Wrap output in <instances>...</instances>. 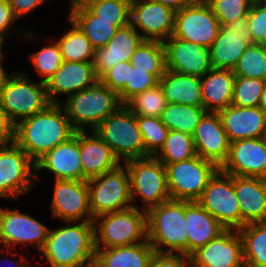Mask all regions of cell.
I'll list each match as a JSON object with an SVG mask.
<instances>
[{
  "mask_svg": "<svg viewBox=\"0 0 266 267\" xmlns=\"http://www.w3.org/2000/svg\"><path fill=\"white\" fill-rule=\"evenodd\" d=\"M61 103L20 121L15 128V143L36 163L48 151L74 135Z\"/></svg>",
  "mask_w": 266,
  "mask_h": 267,
  "instance_id": "obj_1",
  "label": "cell"
},
{
  "mask_svg": "<svg viewBox=\"0 0 266 267\" xmlns=\"http://www.w3.org/2000/svg\"><path fill=\"white\" fill-rule=\"evenodd\" d=\"M65 227L49 229L40 254L50 267H93L95 236L93 221H67ZM71 224V225H70Z\"/></svg>",
  "mask_w": 266,
  "mask_h": 267,
  "instance_id": "obj_2",
  "label": "cell"
},
{
  "mask_svg": "<svg viewBox=\"0 0 266 267\" xmlns=\"http://www.w3.org/2000/svg\"><path fill=\"white\" fill-rule=\"evenodd\" d=\"M187 227L185 201L170 199L147 211V240L155 252L188 255Z\"/></svg>",
  "mask_w": 266,
  "mask_h": 267,
  "instance_id": "obj_3",
  "label": "cell"
},
{
  "mask_svg": "<svg viewBox=\"0 0 266 267\" xmlns=\"http://www.w3.org/2000/svg\"><path fill=\"white\" fill-rule=\"evenodd\" d=\"M67 118L75 131H93L107 116L115 113L123 104L118 94L98 81L95 85L67 97Z\"/></svg>",
  "mask_w": 266,
  "mask_h": 267,
  "instance_id": "obj_4",
  "label": "cell"
},
{
  "mask_svg": "<svg viewBox=\"0 0 266 267\" xmlns=\"http://www.w3.org/2000/svg\"><path fill=\"white\" fill-rule=\"evenodd\" d=\"M95 248L130 246L147 240V211L137 206L94 218Z\"/></svg>",
  "mask_w": 266,
  "mask_h": 267,
  "instance_id": "obj_5",
  "label": "cell"
},
{
  "mask_svg": "<svg viewBox=\"0 0 266 267\" xmlns=\"http://www.w3.org/2000/svg\"><path fill=\"white\" fill-rule=\"evenodd\" d=\"M93 131L109 145L120 161L149 156L136 115L126 105L107 116Z\"/></svg>",
  "mask_w": 266,
  "mask_h": 267,
  "instance_id": "obj_6",
  "label": "cell"
},
{
  "mask_svg": "<svg viewBox=\"0 0 266 267\" xmlns=\"http://www.w3.org/2000/svg\"><path fill=\"white\" fill-rule=\"evenodd\" d=\"M0 104L17 125L25 118L45 110L51 102L46 84L31 81L24 72L10 73L0 96Z\"/></svg>",
  "mask_w": 266,
  "mask_h": 267,
  "instance_id": "obj_7",
  "label": "cell"
},
{
  "mask_svg": "<svg viewBox=\"0 0 266 267\" xmlns=\"http://www.w3.org/2000/svg\"><path fill=\"white\" fill-rule=\"evenodd\" d=\"M124 162L130 176V194L132 207L137 198L144 203L143 210L170 200L167 188L166 169L164 164L155 156L133 158Z\"/></svg>",
  "mask_w": 266,
  "mask_h": 267,
  "instance_id": "obj_8",
  "label": "cell"
},
{
  "mask_svg": "<svg viewBox=\"0 0 266 267\" xmlns=\"http://www.w3.org/2000/svg\"><path fill=\"white\" fill-rule=\"evenodd\" d=\"M89 208L93 219L99 215L132 207L130 176L123 164L98 177L87 180Z\"/></svg>",
  "mask_w": 266,
  "mask_h": 267,
  "instance_id": "obj_9",
  "label": "cell"
},
{
  "mask_svg": "<svg viewBox=\"0 0 266 267\" xmlns=\"http://www.w3.org/2000/svg\"><path fill=\"white\" fill-rule=\"evenodd\" d=\"M164 166L170 198L188 202L199 200L209 180L220 169L198 155Z\"/></svg>",
  "mask_w": 266,
  "mask_h": 267,
  "instance_id": "obj_10",
  "label": "cell"
},
{
  "mask_svg": "<svg viewBox=\"0 0 266 267\" xmlns=\"http://www.w3.org/2000/svg\"><path fill=\"white\" fill-rule=\"evenodd\" d=\"M34 172L35 163L15 142L0 145V198L18 200L28 194L39 180Z\"/></svg>",
  "mask_w": 266,
  "mask_h": 267,
  "instance_id": "obj_11",
  "label": "cell"
},
{
  "mask_svg": "<svg viewBox=\"0 0 266 267\" xmlns=\"http://www.w3.org/2000/svg\"><path fill=\"white\" fill-rule=\"evenodd\" d=\"M197 202L226 229L241 228L239 201L234 191L232 175L219 169L209 180Z\"/></svg>",
  "mask_w": 266,
  "mask_h": 267,
  "instance_id": "obj_12",
  "label": "cell"
},
{
  "mask_svg": "<svg viewBox=\"0 0 266 267\" xmlns=\"http://www.w3.org/2000/svg\"><path fill=\"white\" fill-rule=\"evenodd\" d=\"M220 26L209 4L205 0H194L175 12L173 36L209 48Z\"/></svg>",
  "mask_w": 266,
  "mask_h": 267,
  "instance_id": "obj_13",
  "label": "cell"
},
{
  "mask_svg": "<svg viewBox=\"0 0 266 267\" xmlns=\"http://www.w3.org/2000/svg\"><path fill=\"white\" fill-rule=\"evenodd\" d=\"M49 228L19 209L0 207V242L5 249H14L16 244L32 243L40 252L44 248Z\"/></svg>",
  "mask_w": 266,
  "mask_h": 267,
  "instance_id": "obj_14",
  "label": "cell"
},
{
  "mask_svg": "<svg viewBox=\"0 0 266 267\" xmlns=\"http://www.w3.org/2000/svg\"><path fill=\"white\" fill-rule=\"evenodd\" d=\"M190 259L192 267H244L242 239L236 229H225Z\"/></svg>",
  "mask_w": 266,
  "mask_h": 267,
  "instance_id": "obj_15",
  "label": "cell"
},
{
  "mask_svg": "<svg viewBox=\"0 0 266 267\" xmlns=\"http://www.w3.org/2000/svg\"><path fill=\"white\" fill-rule=\"evenodd\" d=\"M51 211L55 218L67 221H94L89 208L87 181L55 180Z\"/></svg>",
  "mask_w": 266,
  "mask_h": 267,
  "instance_id": "obj_16",
  "label": "cell"
},
{
  "mask_svg": "<svg viewBox=\"0 0 266 267\" xmlns=\"http://www.w3.org/2000/svg\"><path fill=\"white\" fill-rule=\"evenodd\" d=\"M175 11L149 0H132L130 24L145 40L164 41L173 35Z\"/></svg>",
  "mask_w": 266,
  "mask_h": 267,
  "instance_id": "obj_17",
  "label": "cell"
},
{
  "mask_svg": "<svg viewBox=\"0 0 266 267\" xmlns=\"http://www.w3.org/2000/svg\"><path fill=\"white\" fill-rule=\"evenodd\" d=\"M165 67L168 70L202 77L212 69L210 49L189 41L170 36L163 41Z\"/></svg>",
  "mask_w": 266,
  "mask_h": 267,
  "instance_id": "obj_18",
  "label": "cell"
},
{
  "mask_svg": "<svg viewBox=\"0 0 266 267\" xmlns=\"http://www.w3.org/2000/svg\"><path fill=\"white\" fill-rule=\"evenodd\" d=\"M220 170L229 175L266 179V137L230 143L227 160Z\"/></svg>",
  "mask_w": 266,
  "mask_h": 267,
  "instance_id": "obj_19",
  "label": "cell"
},
{
  "mask_svg": "<svg viewBox=\"0 0 266 267\" xmlns=\"http://www.w3.org/2000/svg\"><path fill=\"white\" fill-rule=\"evenodd\" d=\"M196 155L213 162L219 168L227 160L230 141L218 112H206L193 134Z\"/></svg>",
  "mask_w": 266,
  "mask_h": 267,
  "instance_id": "obj_20",
  "label": "cell"
},
{
  "mask_svg": "<svg viewBox=\"0 0 266 267\" xmlns=\"http://www.w3.org/2000/svg\"><path fill=\"white\" fill-rule=\"evenodd\" d=\"M99 81L92 62L63 61L60 68L46 81L51 103H61L58 95H71L95 85Z\"/></svg>",
  "mask_w": 266,
  "mask_h": 267,
  "instance_id": "obj_21",
  "label": "cell"
},
{
  "mask_svg": "<svg viewBox=\"0 0 266 267\" xmlns=\"http://www.w3.org/2000/svg\"><path fill=\"white\" fill-rule=\"evenodd\" d=\"M44 169L54 174L55 180L83 181L79 131H75L66 142L48 151L35 163V171Z\"/></svg>",
  "mask_w": 266,
  "mask_h": 267,
  "instance_id": "obj_22",
  "label": "cell"
},
{
  "mask_svg": "<svg viewBox=\"0 0 266 267\" xmlns=\"http://www.w3.org/2000/svg\"><path fill=\"white\" fill-rule=\"evenodd\" d=\"M218 114L230 143L266 137V113L259 106L238 107L230 104Z\"/></svg>",
  "mask_w": 266,
  "mask_h": 267,
  "instance_id": "obj_23",
  "label": "cell"
},
{
  "mask_svg": "<svg viewBox=\"0 0 266 267\" xmlns=\"http://www.w3.org/2000/svg\"><path fill=\"white\" fill-rule=\"evenodd\" d=\"M144 40L131 24L118 28L106 46L95 50L92 63L96 76L100 78L119 62H129Z\"/></svg>",
  "mask_w": 266,
  "mask_h": 267,
  "instance_id": "obj_24",
  "label": "cell"
},
{
  "mask_svg": "<svg viewBox=\"0 0 266 267\" xmlns=\"http://www.w3.org/2000/svg\"><path fill=\"white\" fill-rule=\"evenodd\" d=\"M79 152L83 181L98 177L117 168L122 162L109 145L94 131H79Z\"/></svg>",
  "mask_w": 266,
  "mask_h": 267,
  "instance_id": "obj_25",
  "label": "cell"
},
{
  "mask_svg": "<svg viewBox=\"0 0 266 267\" xmlns=\"http://www.w3.org/2000/svg\"><path fill=\"white\" fill-rule=\"evenodd\" d=\"M232 181L239 201L241 227L266 222V179L232 175Z\"/></svg>",
  "mask_w": 266,
  "mask_h": 267,
  "instance_id": "obj_26",
  "label": "cell"
},
{
  "mask_svg": "<svg viewBox=\"0 0 266 267\" xmlns=\"http://www.w3.org/2000/svg\"><path fill=\"white\" fill-rule=\"evenodd\" d=\"M70 5L67 18L77 25L95 50L106 46L118 28L130 24V21L100 20L82 2Z\"/></svg>",
  "mask_w": 266,
  "mask_h": 267,
  "instance_id": "obj_27",
  "label": "cell"
},
{
  "mask_svg": "<svg viewBox=\"0 0 266 267\" xmlns=\"http://www.w3.org/2000/svg\"><path fill=\"white\" fill-rule=\"evenodd\" d=\"M185 221L188 226V256L226 229L197 201H185Z\"/></svg>",
  "mask_w": 266,
  "mask_h": 267,
  "instance_id": "obj_28",
  "label": "cell"
},
{
  "mask_svg": "<svg viewBox=\"0 0 266 267\" xmlns=\"http://www.w3.org/2000/svg\"><path fill=\"white\" fill-rule=\"evenodd\" d=\"M233 70H209L200 77L203 108L207 112H218L232 103L235 81Z\"/></svg>",
  "mask_w": 266,
  "mask_h": 267,
  "instance_id": "obj_29",
  "label": "cell"
},
{
  "mask_svg": "<svg viewBox=\"0 0 266 267\" xmlns=\"http://www.w3.org/2000/svg\"><path fill=\"white\" fill-rule=\"evenodd\" d=\"M95 250L93 267H149L155 253L148 240L130 246Z\"/></svg>",
  "mask_w": 266,
  "mask_h": 267,
  "instance_id": "obj_30",
  "label": "cell"
},
{
  "mask_svg": "<svg viewBox=\"0 0 266 267\" xmlns=\"http://www.w3.org/2000/svg\"><path fill=\"white\" fill-rule=\"evenodd\" d=\"M167 104L203 107L200 77L166 69L159 79Z\"/></svg>",
  "mask_w": 266,
  "mask_h": 267,
  "instance_id": "obj_31",
  "label": "cell"
},
{
  "mask_svg": "<svg viewBox=\"0 0 266 267\" xmlns=\"http://www.w3.org/2000/svg\"><path fill=\"white\" fill-rule=\"evenodd\" d=\"M249 44L235 32H229L220 26L217 37L209 47L212 68L234 70Z\"/></svg>",
  "mask_w": 266,
  "mask_h": 267,
  "instance_id": "obj_32",
  "label": "cell"
},
{
  "mask_svg": "<svg viewBox=\"0 0 266 267\" xmlns=\"http://www.w3.org/2000/svg\"><path fill=\"white\" fill-rule=\"evenodd\" d=\"M242 239L244 267H266V222L237 229Z\"/></svg>",
  "mask_w": 266,
  "mask_h": 267,
  "instance_id": "obj_33",
  "label": "cell"
},
{
  "mask_svg": "<svg viewBox=\"0 0 266 267\" xmlns=\"http://www.w3.org/2000/svg\"><path fill=\"white\" fill-rule=\"evenodd\" d=\"M206 112L203 107L172 103L166 105L159 118L169 130L181 131L193 136L200 119Z\"/></svg>",
  "mask_w": 266,
  "mask_h": 267,
  "instance_id": "obj_34",
  "label": "cell"
},
{
  "mask_svg": "<svg viewBox=\"0 0 266 267\" xmlns=\"http://www.w3.org/2000/svg\"><path fill=\"white\" fill-rule=\"evenodd\" d=\"M72 28L57 39L63 61L93 62L95 49L77 25L68 18Z\"/></svg>",
  "mask_w": 266,
  "mask_h": 267,
  "instance_id": "obj_35",
  "label": "cell"
},
{
  "mask_svg": "<svg viewBox=\"0 0 266 267\" xmlns=\"http://www.w3.org/2000/svg\"><path fill=\"white\" fill-rule=\"evenodd\" d=\"M130 63L137 69L150 70L159 80L166 70L163 42L144 40L131 56Z\"/></svg>",
  "mask_w": 266,
  "mask_h": 267,
  "instance_id": "obj_36",
  "label": "cell"
},
{
  "mask_svg": "<svg viewBox=\"0 0 266 267\" xmlns=\"http://www.w3.org/2000/svg\"><path fill=\"white\" fill-rule=\"evenodd\" d=\"M196 156L193 136L169 130L165 143L155 157L164 165L185 161Z\"/></svg>",
  "mask_w": 266,
  "mask_h": 267,
  "instance_id": "obj_37",
  "label": "cell"
},
{
  "mask_svg": "<svg viewBox=\"0 0 266 267\" xmlns=\"http://www.w3.org/2000/svg\"><path fill=\"white\" fill-rule=\"evenodd\" d=\"M233 73L235 76L266 80V45L249 44Z\"/></svg>",
  "mask_w": 266,
  "mask_h": 267,
  "instance_id": "obj_38",
  "label": "cell"
},
{
  "mask_svg": "<svg viewBox=\"0 0 266 267\" xmlns=\"http://www.w3.org/2000/svg\"><path fill=\"white\" fill-rule=\"evenodd\" d=\"M125 105L135 115L159 118L166 108L167 102L163 90L158 84L135 95Z\"/></svg>",
  "mask_w": 266,
  "mask_h": 267,
  "instance_id": "obj_39",
  "label": "cell"
},
{
  "mask_svg": "<svg viewBox=\"0 0 266 267\" xmlns=\"http://www.w3.org/2000/svg\"><path fill=\"white\" fill-rule=\"evenodd\" d=\"M141 131L145 151L149 156H155L165 143L169 129L160 118L136 115Z\"/></svg>",
  "mask_w": 266,
  "mask_h": 267,
  "instance_id": "obj_40",
  "label": "cell"
},
{
  "mask_svg": "<svg viewBox=\"0 0 266 267\" xmlns=\"http://www.w3.org/2000/svg\"><path fill=\"white\" fill-rule=\"evenodd\" d=\"M265 86L266 80L236 76L231 104L238 107L259 106Z\"/></svg>",
  "mask_w": 266,
  "mask_h": 267,
  "instance_id": "obj_41",
  "label": "cell"
},
{
  "mask_svg": "<svg viewBox=\"0 0 266 267\" xmlns=\"http://www.w3.org/2000/svg\"><path fill=\"white\" fill-rule=\"evenodd\" d=\"M132 0H83L82 3L100 20L130 21Z\"/></svg>",
  "mask_w": 266,
  "mask_h": 267,
  "instance_id": "obj_42",
  "label": "cell"
},
{
  "mask_svg": "<svg viewBox=\"0 0 266 267\" xmlns=\"http://www.w3.org/2000/svg\"><path fill=\"white\" fill-rule=\"evenodd\" d=\"M55 41H52L54 43L42 47L30 56L33 68L41 76L42 79L40 81L44 83H46L63 63L59 44Z\"/></svg>",
  "mask_w": 266,
  "mask_h": 267,
  "instance_id": "obj_43",
  "label": "cell"
},
{
  "mask_svg": "<svg viewBox=\"0 0 266 267\" xmlns=\"http://www.w3.org/2000/svg\"><path fill=\"white\" fill-rule=\"evenodd\" d=\"M159 84V80L150 74V70L137 69L129 61V75L125 87L118 93L120 102L125 105L135 95L151 89Z\"/></svg>",
  "mask_w": 266,
  "mask_h": 267,
  "instance_id": "obj_44",
  "label": "cell"
},
{
  "mask_svg": "<svg viewBox=\"0 0 266 267\" xmlns=\"http://www.w3.org/2000/svg\"><path fill=\"white\" fill-rule=\"evenodd\" d=\"M214 15L220 22V25L232 23L237 19H244L247 17L251 0H205Z\"/></svg>",
  "mask_w": 266,
  "mask_h": 267,
  "instance_id": "obj_45",
  "label": "cell"
},
{
  "mask_svg": "<svg viewBox=\"0 0 266 267\" xmlns=\"http://www.w3.org/2000/svg\"><path fill=\"white\" fill-rule=\"evenodd\" d=\"M247 24L251 30L252 44L266 45V6L262 2L251 4Z\"/></svg>",
  "mask_w": 266,
  "mask_h": 267,
  "instance_id": "obj_46",
  "label": "cell"
},
{
  "mask_svg": "<svg viewBox=\"0 0 266 267\" xmlns=\"http://www.w3.org/2000/svg\"><path fill=\"white\" fill-rule=\"evenodd\" d=\"M129 75V62H119L107 72H105L99 81L111 88L117 94L125 87Z\"/></svg>",
  "mask_w": 266,
  "mask_h": 267,
  "instance_id": "obj_47",
  "label": "cell"
},
{
  "mask_svg": "<svg viewBox=\"0 0 266 267\" xmlns=\"http://www.w3.org/2000/svg\"><path fill=\"white\" fill-rule=\"evenodd\" d=\"M149 267H192L190 256L178 253L155 252Z\"/></svg>",
  "mask_w": 266,
  "mask_h": 267,
  "instance_id": "obj_48",
  "label": "cell"
},
{
  "mask_svg": "<svg viewBox=\"0 0 266 267\" xmlns=\"http://www.w3.org/2000/svg\"><path fill=\"white\" fill-rule=\"evenodd\" d=\"M16 125L0 104V145L15 142Z\"/></svg>",
  "mask_w": 266,
  "mask_h": 267,
  "instance_id": "obj_49",
  "label": "cell"
},
{
  "mask_svg": "<svg viewBox=\"0 0 266 267\" xmlns=\"http://www.w3.org/2000/svg\"><path fill=\"white\" fill-rule=\"evenodd\" d=\"M17 21L10 2L8 0H0V37H7L10 34L9 27ZM13 23V24H12Z\"/></svg>",
  "mask_w": 266,
  "mask_h": 267,
  "instance_id": "obj_50",
  "label": "cell"
},
{
  "mask_svg": "<svg viewBox=\"0 0 266 267\" xmlns=\"http://www.w3.org/2000/svg\"><path fill=\"white\" fill-rule=\"evenodd\" d=\"M47 0H9L13 13L17 19L28 15L34 11L40 4Z\"/></svg>",
  "mask_w": 266,
  "mask_h": 267,
  "instance_id": "obj_51",
  "label": "cell"
},
{
  "mask_svg": "<svg viewBox=\"0 0 266 267\" xmlns=\"http://www.w3.org/2000/svg\"><path fill=\"white\" fill-rule=\"evenodd\" d=\"M223 27L229 32H235L241 39L247 40L252 44L251 30L247 24V17L244 19H237L229 24H224Z\"/></svg>",
  "mask_w": 266,
  "mask_h": 267,
  "instance_id": "obj_52",
  "label": "cell"
},
{
  "mask_svg": "<svg viewBox=\"0 0 266 267\" xmlns=\"http://www.w3.org/2000/svg\"><path fill=\"white\" fill-rule=\"evenodd\" d=\"M152 2H157L165 5L166 7L177 12L187 5L191 4L194 0H149Z\"/></svg>",
  "mask_w": 266,
  "mask_h": 267,
  "instance_id": "obj_53",
  "label": "cell"
},
{
  "mask_svg": "<svg viewBox=\"0 0 266 267\" xmlns=\"http://www.w3.org/2000/svg\"><path fill=\"white\" fill-rule=\"evenodd\" d=\"M6 250L7 251H4V252H7L6 253V258H5L6 261H5V260H2V256H3L2 252H3V249H0V253H1L0 254V259H1V261H3L2 263H6V264H9L10 263V265L11 264L12 265L15 264V265H13V267H34L33 265H31L30 262H27V260H26L25 257L23 258V256H21V255L19 256V260H15V259L12 260V259H10L7 255L11 253V249L7 248Z\"/></svg>",
  "mask_w": 266,
  "mask_h": 267,
  "instance_id": "obj_54",
  "label": "cell"
},
{
  "mask_svg": "<svg viewBox=\"0 0 266 267\" xmlns=\"http://www.w3.org/2000/svg\"><path fill=\"white\" fill-rule=\"evenodd\" d=\"M10 74H7L3 65H0V96L4 89L5 82L7 81Z\"/></svg>",
  "mask_w": 266,
  "mask_h": 267,
  "instance_id": "obj_55",
  "label": "cell"
},
{
  "mask_svg": "<svg viewBox=\"0 0 266 267\" xmlns=\"http://www.w3.org/2000/svg\"><path fill=\"white\" fill-rule=\"evenodd\" d=\"M259 107L266 113V86H265L264 91L261 95Z\"/></svg>",
  "mask_w": 266,
  "mask_h": 267,
  "instance_id": "obj_56",
  "label": "cell"
},
{
  "mask_svg": "<svg viewBox=\"0 0 266 267\" xmlns=\"http://www.w3.org/2000/svg\"><path fill=\"white\" fill-rule=\"evenodd\" d=\"M5 41V38L0 37V65H2L3 60H4V54L2 53V47H3V42Z\"/></svg>",
  "mask_w": 266,
  "mask_h": 267,
  "instance_id": "obj_57",
  "label": "cell"
},
{
  "mask_svg": "<svg viewBox=\"0 0 266 267\" xmlns=\"http://www.w3.org/2000/svg\"><path fill=\"white\" fill-rule=\"evenodd\" d=\"M83 0H69V2L71 3V4H73V3H76V2H82Z\"/></svg>",
  "mask_w": 266,
  "mask_h": 267,
  "instance_id": "obj_58",
  "label": "cell"
},
{
  "mask_svg": "<svg viewBox=\"0 0 266 267\" xmlns=\"http://www.w3.org/2000/svg\"><path fill=\"white\" fill-rule=\"evenodd\" d=\"M262 0H251V2H261Z\"/></svg>",
  "mask_w": 266,
  "mask_h": 267,
  "instance_id": "obj_59",
  "label": "cell"
},
{
  "mask_svg": "<svg viewBox=\"0 0 266 267\" xmlns=\"http://www.w3.org/2000/svg\"><path fill=\"white\" fill-rule=\"evenodd\" d=\"M261 2L266 6V0H262Z\"/></svg>",
  "mask_w": 266,
  "mask_h": 267,
  "instance_id": "obj_60",
  "label": "cell"
}]
</instances>
